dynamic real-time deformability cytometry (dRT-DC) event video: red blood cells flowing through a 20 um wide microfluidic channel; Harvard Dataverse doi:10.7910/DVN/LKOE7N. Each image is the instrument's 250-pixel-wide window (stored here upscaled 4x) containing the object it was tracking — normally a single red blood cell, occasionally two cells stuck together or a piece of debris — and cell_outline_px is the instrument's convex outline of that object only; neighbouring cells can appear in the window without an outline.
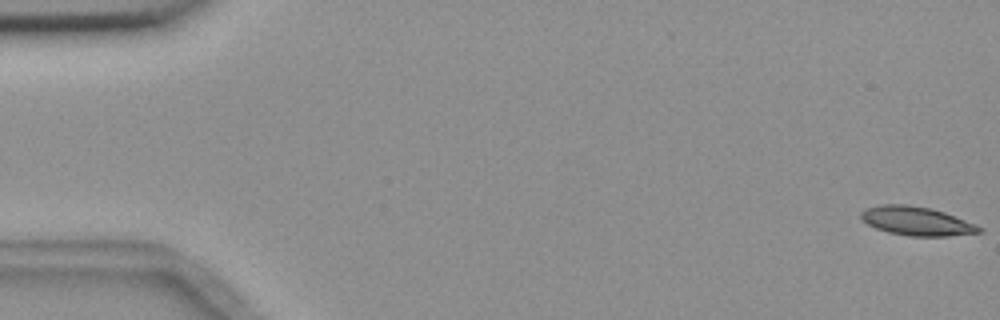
{"species": "common noctule bat (a hibernating species)", "species_latin": "Nyctalus noctula", "temperature_condition": "room temperature", "stored_images_in_passage": 4, "camera_frame_rate_fps": 3000, "um_per_image_px": 0.085, "animal": {"sex": "female", "body_mass_g": 18.4}, "frame": {"image": 1, "passage_image": 1, "time_ms": 0.0, "image_size_px": [1000, 320], "cell_outline_px": [[984, 232], [948, 236], [908, 236], [888, 232], [876, 228], [860, 220], [860, 212], [864, 208], [880, 204], [908, 204], [932, 208], [944, 212], [976, 224], [984, 228]], "centroid_in_image_um": [77.9, 18.78], "position_along_channel_um": 7.1, "area_um2": 20.17}}